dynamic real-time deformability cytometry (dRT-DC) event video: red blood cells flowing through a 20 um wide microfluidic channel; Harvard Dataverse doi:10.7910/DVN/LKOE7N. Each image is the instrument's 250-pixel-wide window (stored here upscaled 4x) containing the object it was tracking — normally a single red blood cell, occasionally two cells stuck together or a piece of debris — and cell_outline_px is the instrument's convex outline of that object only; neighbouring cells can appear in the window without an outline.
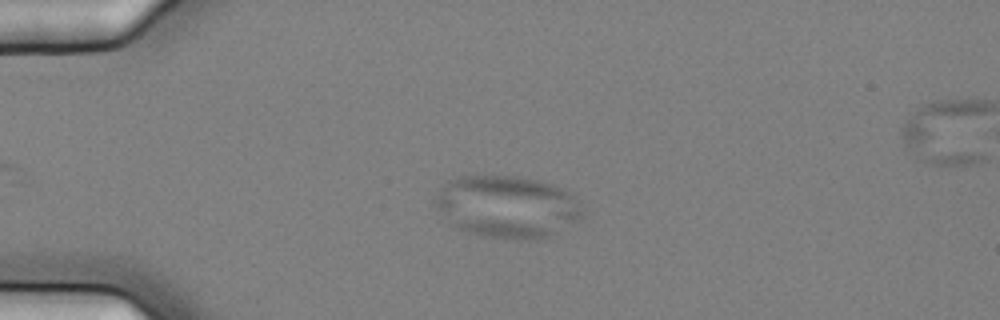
{"species": "common noctule bat (a hibernating species)", "species_latin": "Nyctalus noctula", "temperature_condition": "cold", "stored_images_in_passage": 2, "camera_frame_rate_fps": 3000, "um_per_image_px": 0.085, "animal": {"sex": "female", "body_mass_g": 25.1}, "frame": {"image": 1, "passage_image": 1, "time_ms": 0.0, "image_size_px": [1000, 320], "cell_outline_px": [[584, 216], [552, 236], [540, 240], [516, 240], [488, 236], [468, 232], [456, 228], [448, 224], [436, 208], [432, 200], [448, 180], [460, 176], [516, 176], [540, 180], [552, 184], [568, 192], [584, 208]], "centroid_in_image_um": [43.1, 17.59], "position_along_channel_um": 41.9, "area_um2": 53.99}}